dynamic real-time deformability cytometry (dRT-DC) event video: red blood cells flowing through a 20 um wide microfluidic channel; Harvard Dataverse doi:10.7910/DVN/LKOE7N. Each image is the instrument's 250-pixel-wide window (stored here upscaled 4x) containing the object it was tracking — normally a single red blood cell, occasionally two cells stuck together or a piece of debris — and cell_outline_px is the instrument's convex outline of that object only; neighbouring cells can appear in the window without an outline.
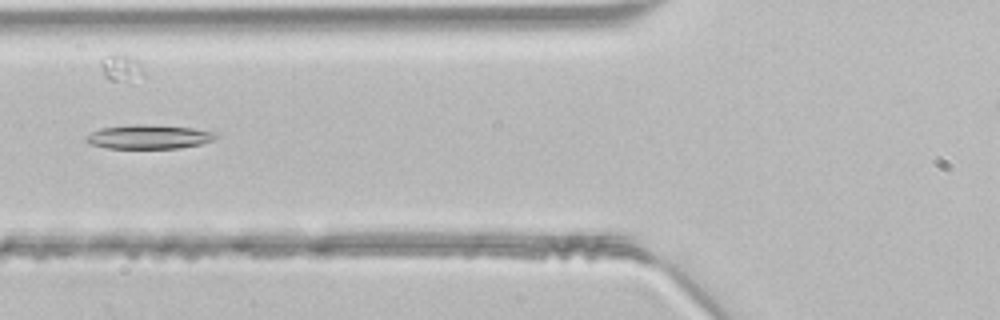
{"species": "common noctule bat (a hibernating species)", "species_latin": "Nyctalus noctula", "temperature_condition": "room temperature", "stored_images_in_passage": 16, "camera_frame_rate_fps": 3000, "um_per_image_px": 0.085, "animal": {"sex": "male", "body_mass_g": 21.5, "forearm_length_mm": 52.0}, "frame": {"image": 1, "passage_image": 7, "time_ms": 2.0, "image_size_px": [1000, 320], "cell_outline_px": [[216, 140], [200, 144], [180, 148], [108, 148], [88, 144], [84, 140], [84, 136], [100, 128], [136, 124], [140, 124], [192, 128], [216, 132]], "centroid_in_image_um": [12.62, 11.63], "position_along_channel_um": 113.2, "area_um2": 18.21}}
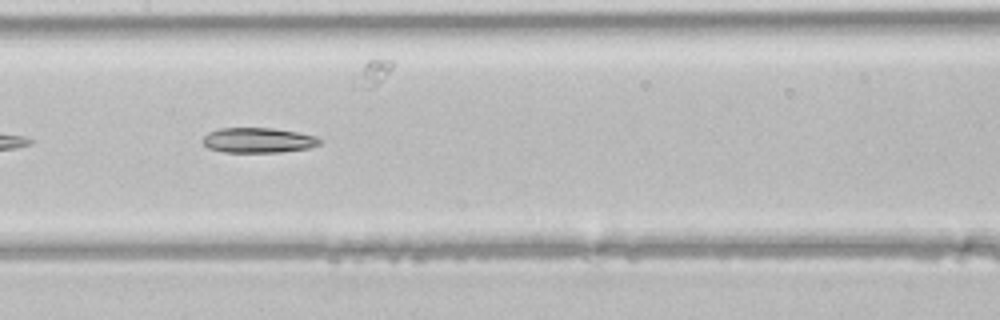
{"frame": {"image": 2, "passage_image": 12, "time_ms": 3.667, "image_size_px": [1000, 320], "cell_outline_px": [[324, 140], [320, 144], [308, 148], [280, 152], [224, 152], [208, 148], [200, 140], [208, 132], [220, 128], [272, 128], [296, 132], [316, 136]], "centroid_in_image_um": [21.94, 11.92], "position_along_channel_um": 185.5, "area_um2": 17.17}}